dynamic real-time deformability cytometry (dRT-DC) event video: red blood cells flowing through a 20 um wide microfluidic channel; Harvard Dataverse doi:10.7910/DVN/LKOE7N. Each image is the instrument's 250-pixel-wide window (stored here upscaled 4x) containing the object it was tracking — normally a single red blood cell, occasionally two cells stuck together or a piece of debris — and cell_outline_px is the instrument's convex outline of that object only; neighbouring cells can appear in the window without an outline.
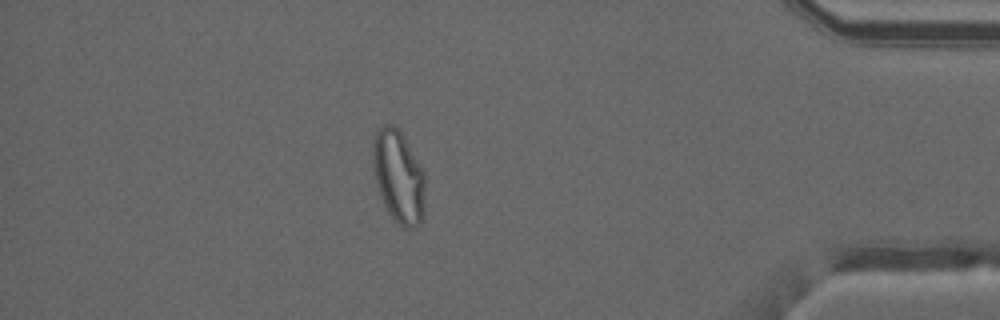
{"species": "common noctule bat (a hibernating species)", "species_latin": "Nyctalus noctula", "temperature_condition": "warm", "stored_images_in_passage": 45, "camera_frame_rate_fps": 3000, "um_per_image_px": 0.085, "animal": {"sex": "male", "forearm_length_mm": 52.5}, "frame": {"image": 1, "passage_image": 39, "time_ms": 12.667, "image_size_px": [1000, 320], "cell_outline_px": [[424, 216], [416, 228], [408, 228], [400, 224], [388, 212], [380, 196], [372, 164], [372, 140], [376, 128], [384, 124], [392, 124], [404, 136], [424, 172]], "centroid_in_image_um": [33.86, 14.97], "position_along_channel_um": 401.3, "area_um2": 28.32}, "authors_computed_cell_mechanics": {"area_um2": 28.2064, "velocity_mm_per_s": 4.1256, "shape_relaxation_time_tau1_ms": null, "shape_relaxation_time_tau2_ms": 0.8415, "deformation_change_tau1": null, "deformation_change_tau2": 0.0565}}